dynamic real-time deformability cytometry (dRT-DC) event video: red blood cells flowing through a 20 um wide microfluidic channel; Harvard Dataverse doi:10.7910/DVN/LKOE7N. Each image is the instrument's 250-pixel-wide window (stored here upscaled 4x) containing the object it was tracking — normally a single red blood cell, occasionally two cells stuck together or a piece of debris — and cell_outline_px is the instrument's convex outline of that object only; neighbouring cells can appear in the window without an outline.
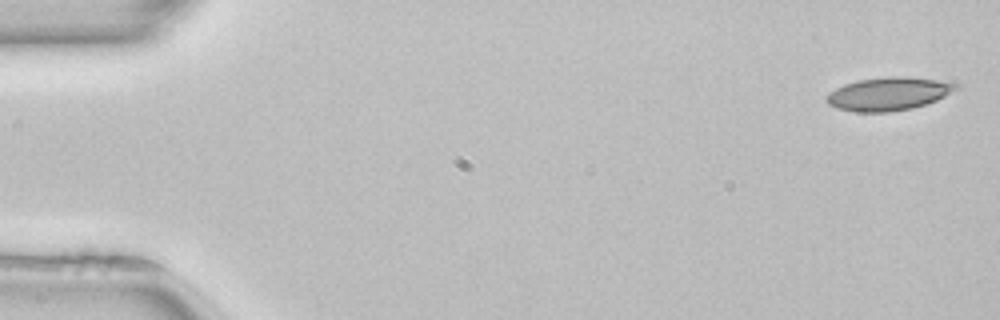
{"species": "common noctule bat (a hibernating species)", "species_latin": "Nyctalus noctula", "temperature_condition": "room temperature", "stored_images_in_passage": 50, "camera_frame_rate_fps": 3000, "um_per_image_px": 0.085, "animal": {"sex": "female", "body_mass_g": 22.7, "forearm_length_mm": 54.2}, "frame": {"image": 1, "passage_image": 1, "time_ms": 0.0, "image_size_px": [1000, 320], "cell_outline_px": [[960, 88], [936, 100], [912, 108], [888, 112], [856, 112], [836, 108], [828, 104], [824, 100], [824, 96], [828, 92], [844, 84], [860, 80], [888, 76], [904, 76], [936, 80], [956, 84]], "centroid_in_image_um": [75.45, 7.98], "position_along_channel_um": 9.5, "area_um2": 24.97}}
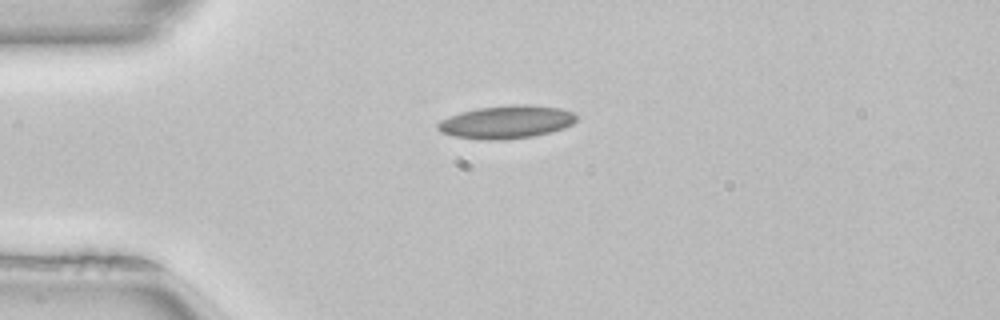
{"frame": {"image": 2, "passage_image": 12, "time_ms": 3.667, "image_size_px": [1000, 320], "cell_outline_px": [[576, 120], [572, 124], [564, 128], [532, 136], [504, 140], [488, 140], [452, 136], [440, 132], [436, 128], [436, 124], [440, 120], [460, 112], [476, 108], [512, 104], [528, 104], [560, 108], [572, 112], [576, 116]], "centroid_in_image_um": [43.0, 10.36], "position_along_channel_um": 42.0, "area_um2": 26.76}}
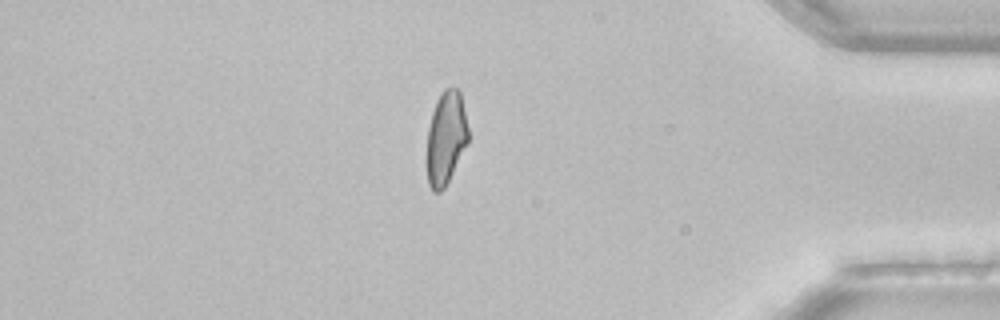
{"frame": {"image": 3, "passage_image": 43, "time_ms": 14.0, "image_size_px": [1000, 320], "cell_outline_px": [[468, 144], [444, 188], [440, 192], [432, 192], [428, 184], [428, 128], [432, 112], [436, 100], [444, 88], [452, 84], [460, 92], [468, 128]], "centroid_in_image_um": [37.92, 11.69], "position_along_channel_um": 397.3, "area_um2": 22.43}, "authors_computed_cell_mechanics": {"area_um2": 24.3338, "velocity_mm_per_s": 4.0189, "shape_relaxation_time_tau1_ms": null, "shape_relaxation_time_tau2_ms": 1.3577, "deformation_change_tau1": null, "deformation_change_tau2": 0.0693}}